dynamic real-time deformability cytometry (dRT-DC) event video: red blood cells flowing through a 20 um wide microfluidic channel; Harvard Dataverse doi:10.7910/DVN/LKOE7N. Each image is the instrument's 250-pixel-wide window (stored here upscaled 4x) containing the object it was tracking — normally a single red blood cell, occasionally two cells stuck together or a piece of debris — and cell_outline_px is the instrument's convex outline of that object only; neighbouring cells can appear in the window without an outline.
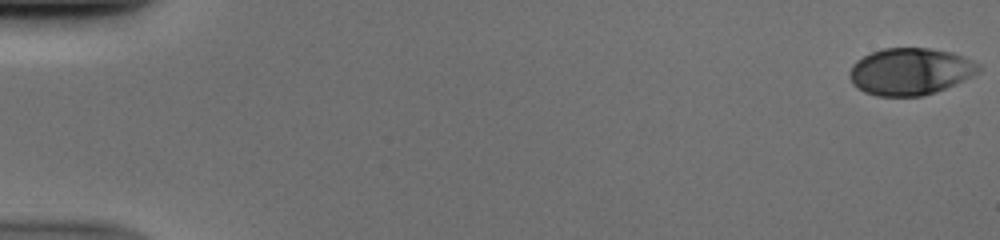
{"species": "human", "species_latin": "Homo sapiens", "temperature_condition": "cold", "stored_images_in_passage": 13, "camera_frame_rate_fps": 3000, "um_per_image_px": 0.085, "donor": {"sex": "male"}, "frame": {"image": 1, "passage_image": 1, "time_ms": 0.0, "image_size_px": [1000, 240], "cell_outline_px": [[980, 72], [936, 92], [920, 96], [876, 96], [864, 92], [856, 88], [852, 84], [852, 64], [856, 60], [872, 52], [884, 48], [928, 48], [952, 52], [964, 56], [976, 64], [980, 68]], "centroid_in_image_um": [77.36, 6.08], "position_along_channel_um": 7.6, "area_um2": 34.97}}